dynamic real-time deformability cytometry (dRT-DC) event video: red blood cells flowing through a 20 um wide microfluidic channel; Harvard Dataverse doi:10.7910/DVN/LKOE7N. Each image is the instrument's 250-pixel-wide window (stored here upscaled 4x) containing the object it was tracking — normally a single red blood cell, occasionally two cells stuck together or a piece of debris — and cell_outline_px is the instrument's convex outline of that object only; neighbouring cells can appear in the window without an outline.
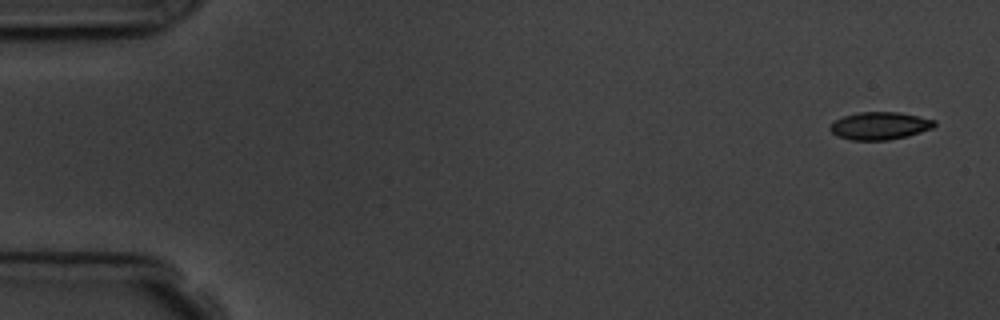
{"species": "common noctule bat (a hibernating species)", "species_latin": "Nyctalus noctula", "temperature_condition": "room temperature", "stored_images_in_passage": 5, "camera_frame_rate_fps": 3000, "um_per_image_px": 0.085, "animal": {"sex": "male", "body_mass_g": 19.5, "forearm_length_mm": 54.6}, "frame": {"image": 1, "passage_image": 1, "time_ms": 0.0, "image_size_px": [1000, 320], "cell_outline_px": [[936, 124], [932, 128], [908, 136], [888, 140], [852, 140], [836, 136], [828, 128], [836, 120], [844, 116], [860, 112], [900, 112], [936, 120]], "centroid_in_image_um": [74.79, 10.69], "position_along_channel_um": 10.2, "area_um2": 16.76}}
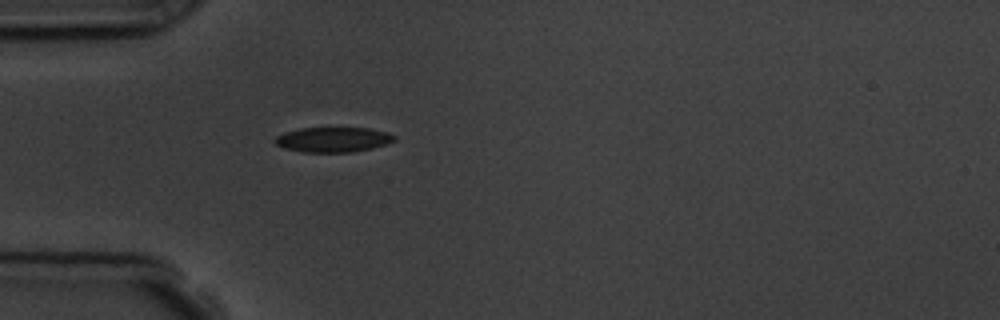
{"frame": {"image": 2, "passage_image": 5, "time_ms": 4.667, "image_size_px": [1000, 320], "cell_outline_px": [[396, 140], [372, 148], [352, 152], [304, 152], [284, 148], [276, 144], [272, 140], [276, 136], [284, 132], [300, 128], [368, 128], [388, 132], [396, 136]], "centroid_in_image_um": [28.29, 11.86], "position_along_channel_um": 56.7, "area_um2": 17.4}}